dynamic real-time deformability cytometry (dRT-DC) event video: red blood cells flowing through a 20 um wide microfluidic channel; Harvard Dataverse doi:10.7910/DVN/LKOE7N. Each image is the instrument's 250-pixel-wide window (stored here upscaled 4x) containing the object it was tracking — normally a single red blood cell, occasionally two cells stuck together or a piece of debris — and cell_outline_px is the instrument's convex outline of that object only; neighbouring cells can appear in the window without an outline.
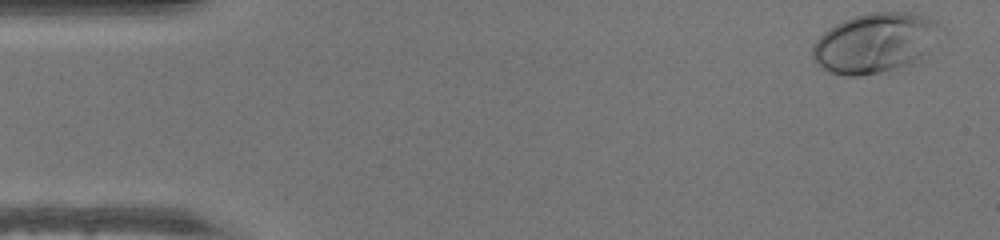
{"species": "human", "species_latin": "Homo sapiens", "temperature_condition": "warm", "stored_images_in_passage": 12, "camera_frame_rate_fps": 3000, "um_per_image_px": 0.085, "donor": {"sex": "male"}, "frame": {"image": 1, "passage_image": 1, "time_ms": 0.0, "image_size_px": [1000, 240], "cell_outline_px": [[936, 24], [928, 48], [904, 72], [888, 76], [844, 76], [828, 72], [812, 56], [812, 44], [828, 28], [852, 16], [872, 12], [908, 12], [924, 16], [932, 20]], "centroid_in_image_um": [74.28, 3.73], "position_along_channel_um": 10.7, "area_um2": 44.74}}